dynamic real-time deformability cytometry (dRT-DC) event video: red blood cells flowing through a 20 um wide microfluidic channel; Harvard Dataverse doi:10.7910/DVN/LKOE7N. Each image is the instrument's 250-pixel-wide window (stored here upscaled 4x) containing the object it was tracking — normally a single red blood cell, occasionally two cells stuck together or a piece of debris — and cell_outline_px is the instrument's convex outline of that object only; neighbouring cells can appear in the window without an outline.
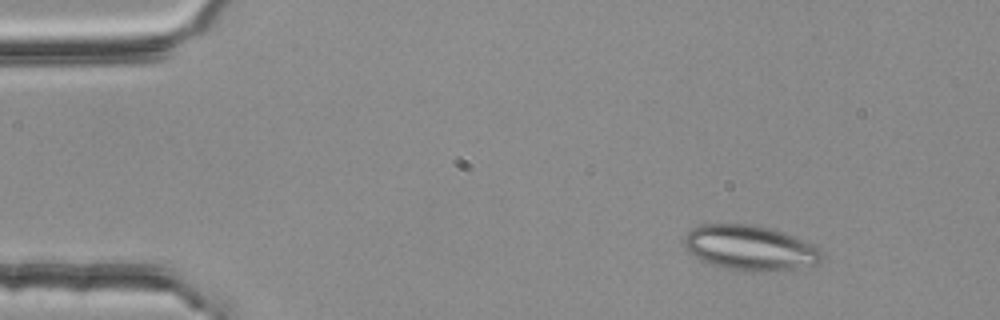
{"species": "common noctule bat (a hibernating species)", "species_latin": "Nyctalus noctula", "temperature_condition": "room temperature", "stored_images_in_passage": 5, "camera_frame_rate_fps": 3000, "um_per_image_px": 0.085, "animal": {"sex": "female", "body_mass_g": 25.1}, "frame": {"image": 1, "passage_image": 2, "time_ms": 0.333, "image_size_px": [1000, 320], "cell_outline_px": [[824, 256], [816, 264], [768, 272], [748, 272], [724, 268], [700, 260], [688, 252], [684, 248], [684, 236], [692, 228], [700, 224], [748, 224], [772, 228], [784, 232], [824, 252]], "centroid_in_image_um": [63.68, 21.07], "position_along_channel_um": 21.3, "area_um2": 36.07}}